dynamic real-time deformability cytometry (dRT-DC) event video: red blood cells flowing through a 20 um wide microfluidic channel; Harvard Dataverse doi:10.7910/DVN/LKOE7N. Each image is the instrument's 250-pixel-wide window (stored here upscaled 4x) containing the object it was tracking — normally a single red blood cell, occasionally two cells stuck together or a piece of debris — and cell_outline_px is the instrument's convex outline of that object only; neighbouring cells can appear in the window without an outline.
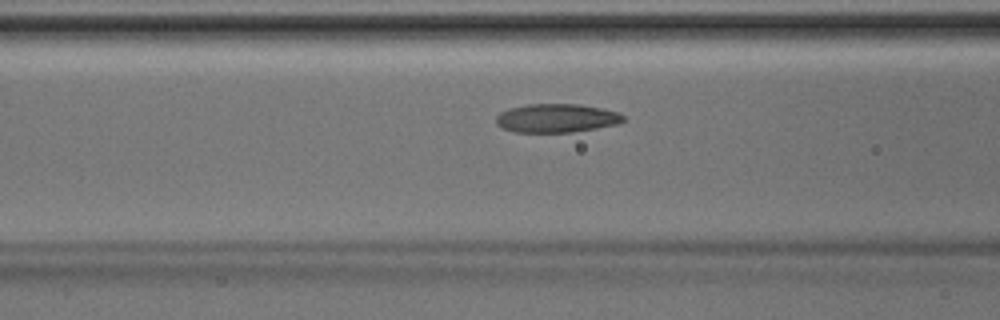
{"species": "Egyptian fruit bat (a non-hibernating species)", "species_latin": "Rousettus aegyptiacus", "temperature_condition": "room temperature", "stored_images_in_passage": 7, "camera_frame_rate_fps": 3000, "um_per_image_px": 0.085, "animal": {"sex": "male"}, "frame": {"image": 1, "passage_image": 5, "time_ms": 1.333, "image_size_px": [1000, 320], "cell_outline_px": [[624, 120], [620, 124], [572, 132], [512, 132], [496, 124], [496, 116], [500, 112], [508, 108], [528, 104], [580, 104], [620, 112], [624, 116]], "centroid_in_image_um": [47.31, 10.04], "position_along_channel_um": 119.3, "area_um2": 21.39}}